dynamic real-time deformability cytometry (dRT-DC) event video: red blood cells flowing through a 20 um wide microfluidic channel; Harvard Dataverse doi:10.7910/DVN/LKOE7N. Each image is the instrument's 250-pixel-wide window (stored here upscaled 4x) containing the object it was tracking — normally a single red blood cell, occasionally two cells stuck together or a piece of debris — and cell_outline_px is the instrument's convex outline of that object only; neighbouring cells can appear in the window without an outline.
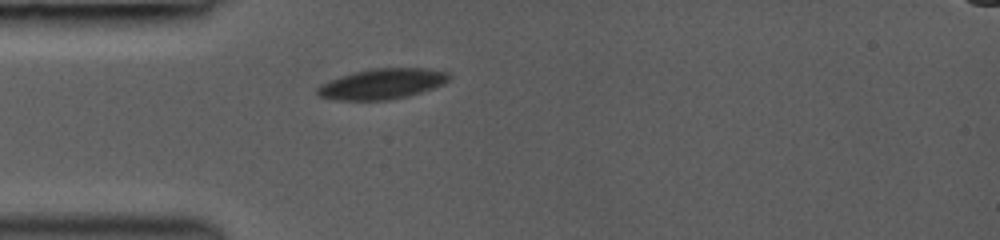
{"species": "common noctule bat (a hibernating species)", "species_latin": "Nyctalus noctula", "temperature_condition": "room temperature", "stored_images_in_passage": 31, "camera_frame_rate_fps": 3000, "um_per_image_px": 0.085, "animal": {"sex": "female", "body_mass_g": 19.0, "forearm_length_mm": 53.3}, "frame": {"image": 1, "passage_image": 1, "time_ms": 0.0, "image_size_px": [1000, 240], "cell_outline_px": [[448, 80], [444, 84], [408, 96], [388, 100], [332, 100], [320, 96], [316, 92], [316, 88], [320, 84], [328, 80], [356, 72], [376, 68], [428, 68], [448, 72]], "centroid_in_image_um": [32.45, 7.13], "position_along_channel_um": 52.5, "area_um2": 23.24}}
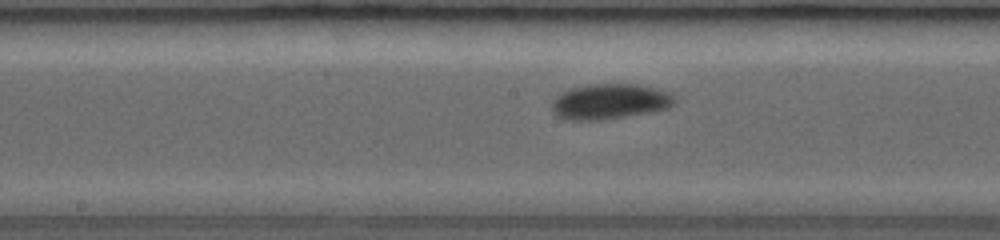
{"frame": {"image": 2, "passage_image": 15, "time_ms": 3.667, "image_size_px": [1000, 240], "cell_outline_px": [[676, 100], [668, 108], [656, 112], [600, 120], [564, 120], [556, 116], [552, 112], [552, 100], [556, 96], [572, 88], [588, 84], [636, 84], [668, 92], [676, 96]], "centroid_in_image_um": [51.82, 8.65], "position_along_channel_um": 196.4, "area_um2": 25.49}}
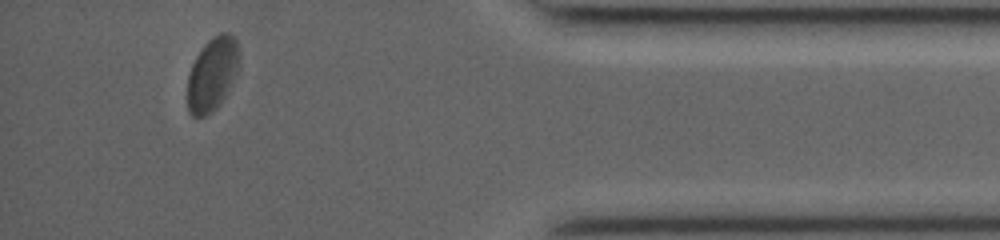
{"frame": {"image": 3, "passage_image": 28, "time_ms": 9.667, "image_size_px": [1000, 240], "cell_outline_px": [[240, 68], [228, 92], [220, 104], [212, 112], [204, 116], [192, 116], [188, 112], [188, 76], [192, 64], [196, 56], [208, 40], [220, 32], [228, 32], [236, 40], [240, 52]], "centroid_in_image_um": [18.09, 6.29], "position_along_channel_um": 417.1, "area_um2": 22.48}, "authors_computed_cell_mechanics": {"area_um2": 24.276, "velocity_mm_per_s": 4.1401, "shape_relaxation_time_tau1_ms": 2.721, "shape_relaxation_time_tau2_ms": null, "deformation_change_tau1": 0.0696, "deformation_change_tau2": null}}